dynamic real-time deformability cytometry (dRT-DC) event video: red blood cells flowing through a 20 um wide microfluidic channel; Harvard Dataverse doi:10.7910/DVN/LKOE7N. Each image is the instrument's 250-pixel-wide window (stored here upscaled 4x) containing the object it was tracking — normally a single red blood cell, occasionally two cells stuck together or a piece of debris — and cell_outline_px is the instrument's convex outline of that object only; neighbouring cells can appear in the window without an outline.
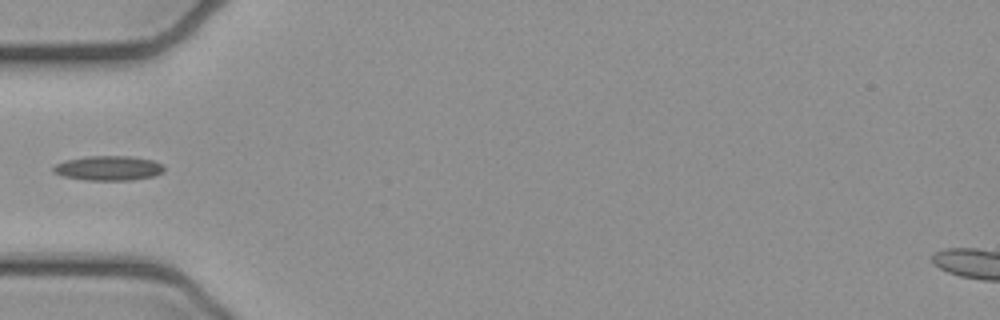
{"species": "common noctule bat (a hibernating species)", "species_latin": "Nyctalus noctula", "temperature_condition": "cold", "stored_images_in_passage": 6, "segment_of_instrument_passage": [2, 2], "camera_frame_rate_fps": 3000, "um_per_image_px": 0.085, "animal": {"sex": "female", "body_mass_g": 21.9}, "frame": {"image": 1, "passage_image": 5, "time_ms": 1.333, "image_size_px": [1000, 320], "cell_outline_px": [[164, 172], [156, 176], [132, 180], [88, 180], [64, 176], [52, 172], [52, 168], [56, 164], [64, 160], [88, 156], [132, 156], [152, 160], [160, 164], [164, 168]], "centroid_in_image_um": [9.23, 14.29], "position_along_channel_um": 75.8, "area_um2": 15.95}}
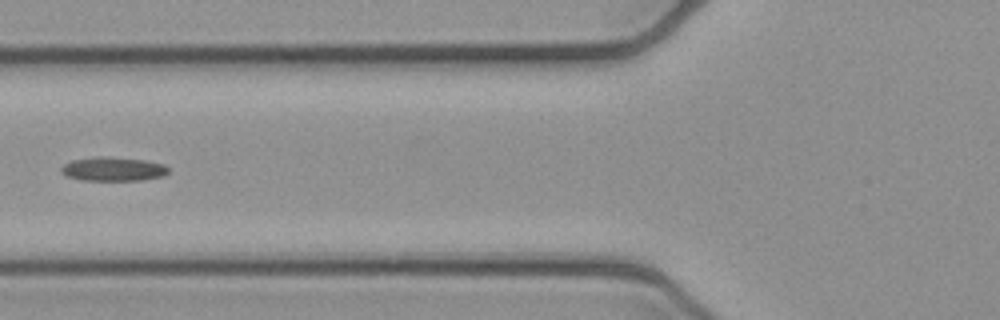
{"frame": {"image": 2, "passage_image": 6, "time_ms": 1.667, "image_size_px": [1000, 320], "cell_outline_px": [[168, 172], [164, 176], [140, 180], [84, 180], [68, 176], [60, 172], [60, 168], [64, 164], [72, 160], [96, 156], [104, 156], [144, 160], [164, 164], [168, 168]], "centroid_in_image_um": [9.61, 14.36], "position_along_channel_um": 116.2, "area_um2": 14.91}}